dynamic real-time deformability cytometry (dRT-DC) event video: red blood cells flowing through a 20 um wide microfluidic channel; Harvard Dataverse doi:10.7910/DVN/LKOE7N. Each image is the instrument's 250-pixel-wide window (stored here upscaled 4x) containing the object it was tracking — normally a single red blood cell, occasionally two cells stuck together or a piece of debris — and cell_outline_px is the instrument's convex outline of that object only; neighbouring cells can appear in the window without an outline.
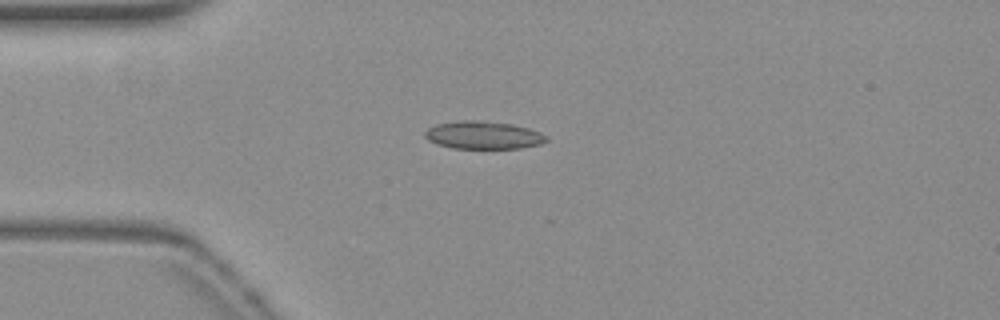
{"species": "common noctule bat (a hibernating species)", "species_latin": "Nyctalus noctula", "temperature_condition": "warm", "stored_images_in_passage": 53, "camera_frame_rate_fps": 3000, "um_per_image_px": 0.085, "animal": {"sex": "female", "body_mass_g": 19.3, "forearm_length_mm": 54.1}, "frame": {"image": 1, "passage_image": 13, "time_ms": 4.0, "image_size_px": [1000, 320], "cell_outline_px": [[548, 140], [540, 144], [520, 148], [452, 148], [436, 144], [428, 140], [424, 136], [424, 132], [428, 128], [436, 124], [460, 120], [484, 120], [512, 124], [528, 128], [540, 132], [548, 136]], "centroid_in_image_um": [41.07, 11.48], "position_along_channel_um": 43.9, "area_um2": 19.83}}
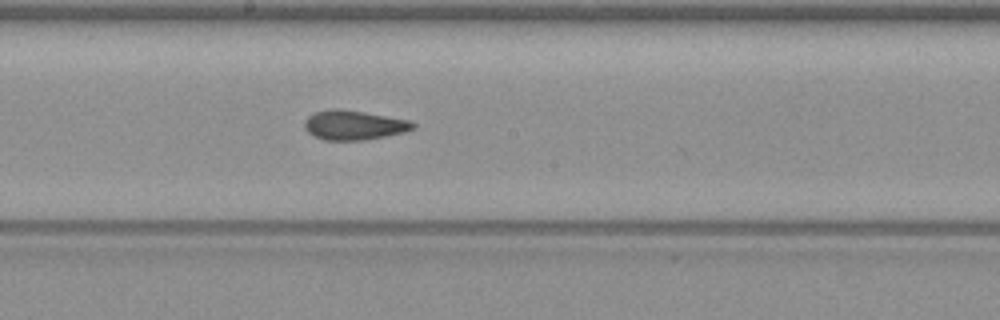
{"frame": {"image": 2, "passage_image": 28, "time_ms": 9.0, "image_size_px": [1000, 320], "cell_outline_px": [[416, 124], [412, 128], [404, 132], [364, 140], [324, 140], [308, 132], [304, 128], [304, 120], [308, 116], [316, 112], [328, 108], [340, 108], [364, 112], [408, 120]], "centroid_in_image_um": [30.03, 10.62], "position_along_channel_um": 218.2, "area_um2": 18.5}}
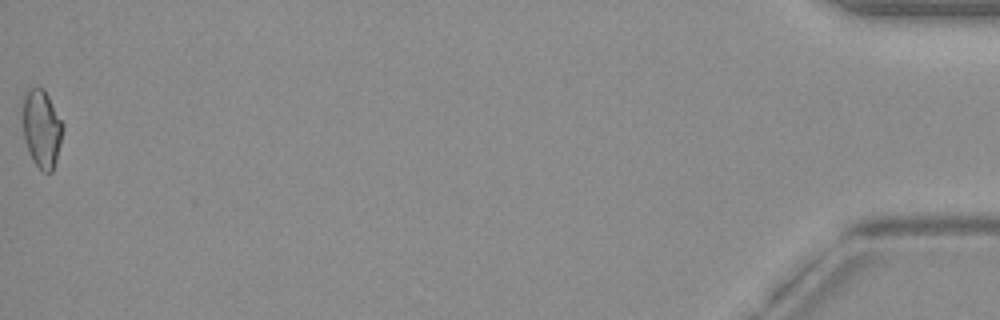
{"frame": {"image": 3, "passage_image": 53, "time_ms": 17.333, "image_size_px": [1000, 320], "cell_outline_px": [[64, 128], [56, 160], [52, 172], [44, 172], [32, 160], [24, 140], [20, 108], [20, 96], [28, 88], [36, 84], [44, 88], [64, 124]], "centroid_in_image_um": [3.48, 10.81], "position_along_channel_um": 431.7, "area_um2": 19.13}, "authors_computed_cell_mechanics": {"area_um2": 18.496, "velocity_mm_per_s": 3.8514, "shape_relaxation_time_tau1_ms": null, "shape_relaxation_time_tau2_ms": 1.4005, "deformation_change_tau1": null, "deformation_change_tau2": 0.0747}}